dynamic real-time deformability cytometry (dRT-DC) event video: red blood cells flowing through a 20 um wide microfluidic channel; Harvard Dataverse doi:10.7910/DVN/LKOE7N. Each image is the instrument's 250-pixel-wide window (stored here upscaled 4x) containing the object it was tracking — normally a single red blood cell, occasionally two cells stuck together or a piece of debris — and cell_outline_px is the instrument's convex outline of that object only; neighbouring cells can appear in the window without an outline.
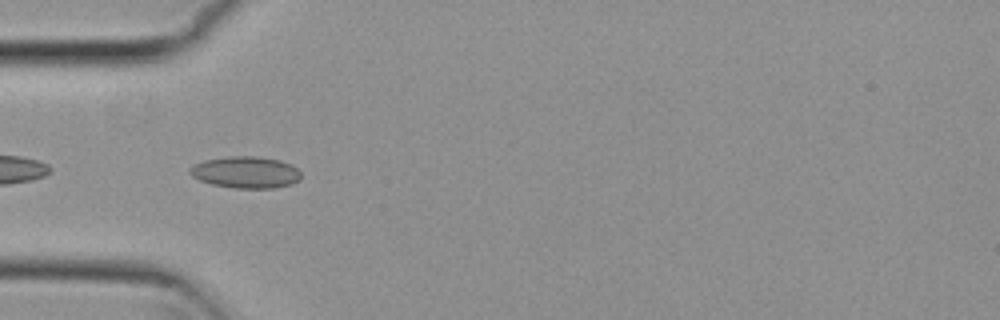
{"species": "common noctule bat (a hibernating species)", "species_latin": "Nyctalus noctula", "temperature_condition": "cold", "stored_images_in_passage": 38, "camera_frame_rate_fps": 3000, "um_per_image_px": 0.085, "animal": {"sex": "female", "body_mass_g": 29.2, "forearm_length_mm": 56.3}, "frame": {"image": 1, "passage_image": 2, "time_ms": 0.333, "image_size_px": [1000, 320], "cell_outline_px": [[300, 180], [292, 184], [276, 188], [232, 188], [212, 184], [200, 180], [192, 176], [188, 172], [188, 168], [204, 160], [232, 156], [256, 156], [280, 160], [292, 164], [300, 172]], "centroid_in_image_um": [20.9, 14.65], "position_along_channel_um": 64.1, "area_um2": 20.63}}
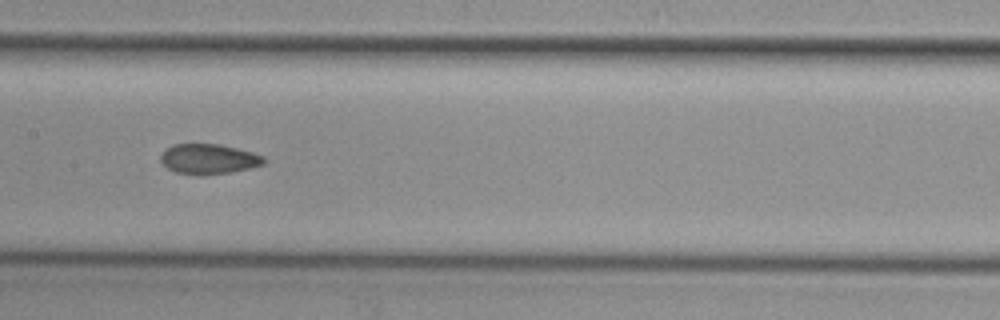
{"frame": {"image": 2, "passage_image": 12, "time_ms": 3.667, "image_size_px": [1000, 320], "cell_outline_px": [[264, 164], [248, 168], [228, 172], [176, 172], [168, 168], [160, 160], [160, 156], [164, 148], [172, 144], [220, 144], [252, 152], [264, 156]], "centroid_in_image_um": [17.71, 13.45], "position_along_channel_um": 189.7, "area_um2": 17.34}}
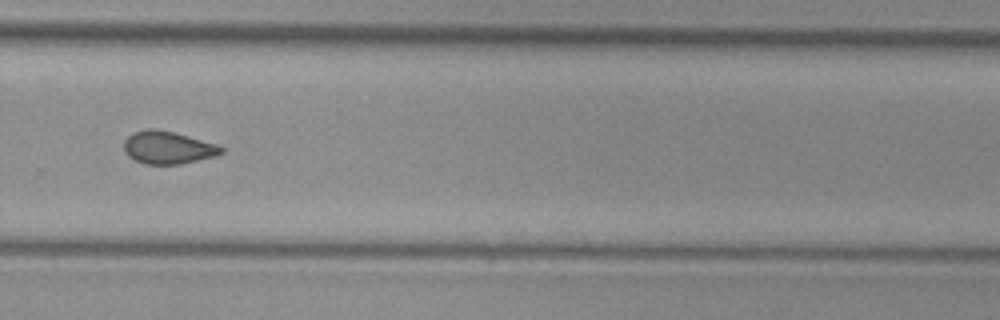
{"frame": {"image": 3, "passage_image": 22, "time_ms": 7.0, "image_size_px": [1000, 320], "cell_outline_px": [[224, 152], [216, 156], [180, 164], [144, 164], [128, 156], [124, 152], [124, 140], [132, 132], [148, 128], [156, 128], [220, 144], [224, 148]], "centroid_in_image_um": [14.28, 12.53], "position_along_channel_um": 315.5, "area_um2": 18.73}, "authors_computed_cell_mechanics": {"area_um2": 18.7272, "velocity_mm_per_s": 3.7863, "shape_relaxation_time_tau1_ms": null, "shape_relaxation_time_tau2_ms": 3.4565, "deformation_change_tau1": null, "deformation_change_tau2": 0.0957}}